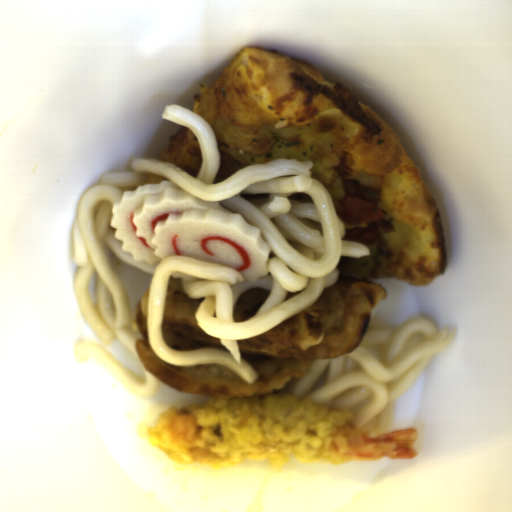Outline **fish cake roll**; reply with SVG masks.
I'll return each instance as SVG.
<instances>
[{
	"mask_svg": "<svg viewBox=\"0 0 512 512\" xmlns=\"http://www.w3.org/2000/svg\"><path fill=\"white\" fill-rule=\"evenodd\" d=\"M110 226L122 249L150 267L187 255L230 267L246 281L269 273L271 247L258 226L168 180L126 190L113 205Z\"/></svg>",
	"mask_w": 512,
	"mask_h": 512,
	"instance_id": "fish-cake-roll-1",
	"label": "fish cake roll"
}]
</instances>
